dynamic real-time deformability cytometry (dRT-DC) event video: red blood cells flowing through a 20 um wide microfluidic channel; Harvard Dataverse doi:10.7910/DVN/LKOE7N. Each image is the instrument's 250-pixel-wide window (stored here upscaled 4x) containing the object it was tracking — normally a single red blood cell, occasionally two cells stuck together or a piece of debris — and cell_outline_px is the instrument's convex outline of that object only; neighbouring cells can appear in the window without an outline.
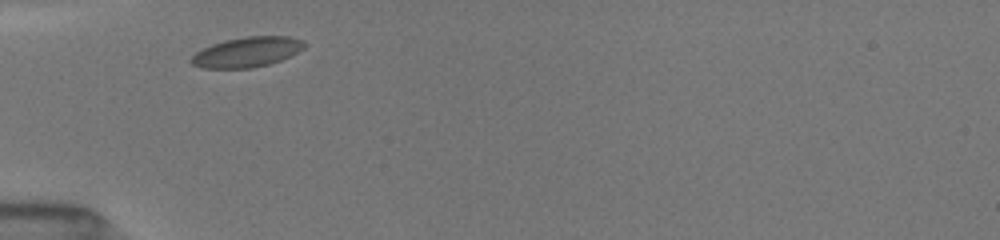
{"species": "common noctule bat (a hibernating species)", "species_latin": "Nyctalus noctula", "temperature_condition": "room temperature", "stored_images_in_passage": 10, "camera_frame_rate_fps": 3000, "um_per_image_px": 0.085, "animal": {"sex": "female", "body_mass_g": 19.5, "forearm_length_mm": 54.1}, "frame": {"image": 1, "passage_image": 1, "time_ms": 0.0, "image_size_px": [1000, 240], "cell_outline_px": [[304, 48], [280, 60], [268, 64], [252, 68], [204, 68], [192, 64], [188, 60], [196, 52], [212, 44], [224, 40], [244, 36], [288, 36], [304, 40]], "centroid_in_image_um": [20.97, 4.42], "position_along_channel_um": 64.0, "area_um2": 19.71}}
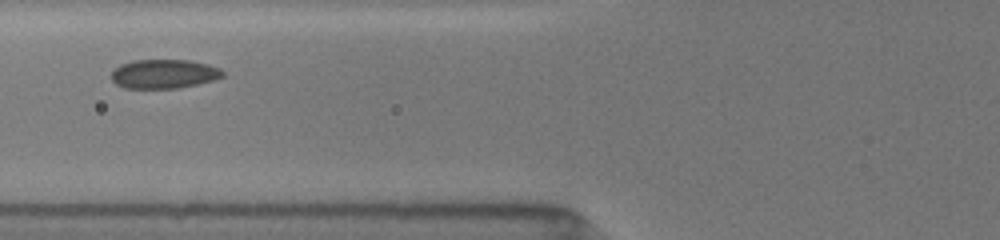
{"frame": {"image": 2, "passage_image": 4, "time_ms": 1.333, "image_size_px": [1000, 240], "cell_outline_px": [[224, 76], [212, 80], [196, 84], [176, 88], [124, 88], [116, 84], [112, 80], [112, 72], [120, 64], [132, 60], [188, 60], [208, 64], [220, 68], [224, 72]], "centroid_in_image_um": [13.93, 6.27], "position_along_channel_um": 111.9, "area_um2": 18.79}}
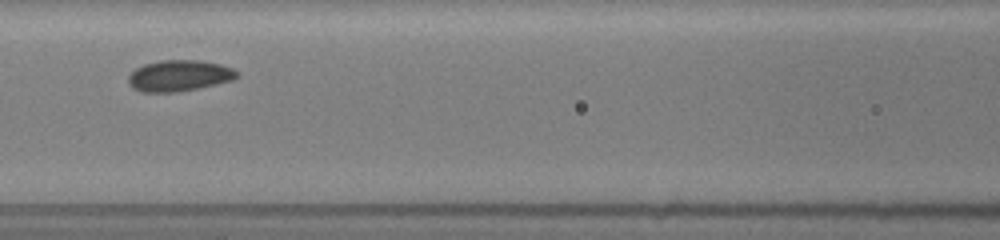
{"frame": {"image": 3, "passage_image": 7, "time_ms": 2.333, "image_size_px": [1000, 240], "cell_outline_px": [[240, 76], [232, 80], [200, 88], [176, 92], [140, 92], [132, 88], [128, 84], [128, 76], [136, 68], [144, 64], [160, 60], [200, 60], [220, 64], [232, 68]], "centroid_in_image_um": [15.21, 6.44], "position_along_channel_um": 151.4, "area_um2": 19.83}}